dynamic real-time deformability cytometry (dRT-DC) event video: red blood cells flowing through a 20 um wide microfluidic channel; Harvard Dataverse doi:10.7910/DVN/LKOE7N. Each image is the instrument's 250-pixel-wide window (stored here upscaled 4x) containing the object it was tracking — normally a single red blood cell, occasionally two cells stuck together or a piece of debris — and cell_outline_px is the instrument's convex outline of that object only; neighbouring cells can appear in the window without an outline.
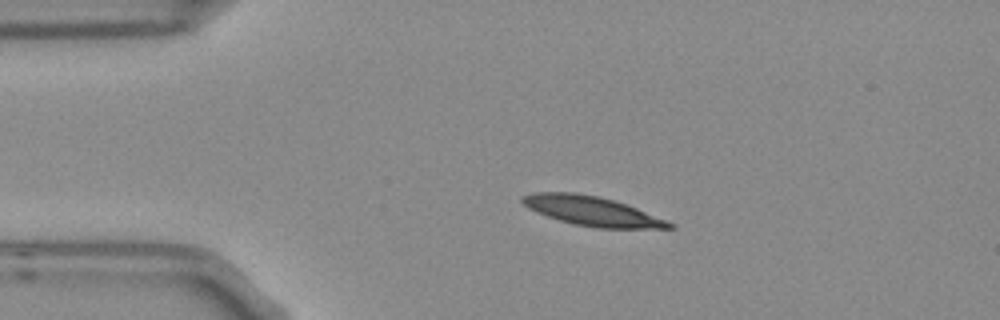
{"species": "Egyptian fruit bat (a non-hibernating species)", "species_latin": "Rousettus aegyptiacus", "temperature_condition": "room temperature", "stored_images_in_passage": 3, "camera_frame_rate_fps": 3000, "um_per_image_px": 0.085, "frame": {"image": 1, "passage_image": 2, "time_ms": 0.333, "image_size_px": [1000, 320], "cell_outline_px": [[676, 228], [596, 228], [576, 224], [560, 220], [548, 216], [528, 208], [520, 200], [520, 196], [532, 192], [576, 192], [600, 196], [636, 208], [668, 220], [676, 224]], "centroid_in_image_um": [50.32, 17.93], "position_along_channel_um": 34.7, "area_um2": 25.09}}